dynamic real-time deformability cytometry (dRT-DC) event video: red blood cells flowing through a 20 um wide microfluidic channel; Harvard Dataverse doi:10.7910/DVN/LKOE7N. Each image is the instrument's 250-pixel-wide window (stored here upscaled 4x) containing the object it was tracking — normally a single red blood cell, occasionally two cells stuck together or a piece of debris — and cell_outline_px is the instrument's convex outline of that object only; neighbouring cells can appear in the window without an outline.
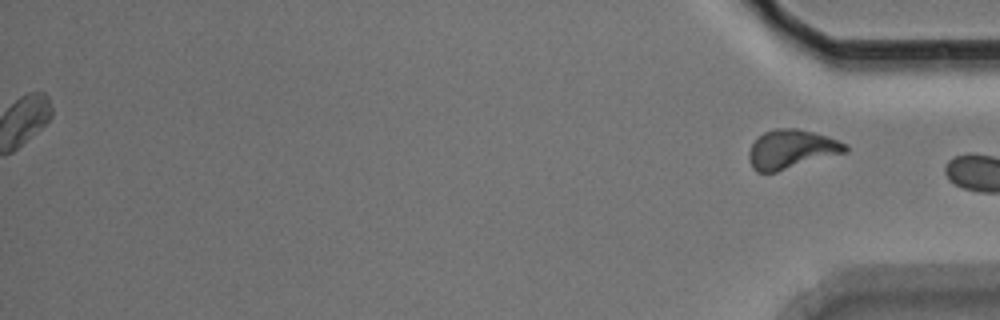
{"species": "Egyptian fruit bat (a non-hibernating species)", "species_latin": "Rousettus aegyptiacus", "temperature_condition": "room temperature", "stored_images_in_passage": 52, "segment_of_instrument_passage": [2, 2], "camera_frame_rate_fps": 3000, "um_per_image_px": 0.085, "animal": {"sex": "male"}, "frame": {"image": 1, "passage_image": 52, "time_ms": 17.0, "image_size_px": [1000, 320], "cell_outline_px": [[848, 152], [776, 172], [756, 172], [752, 168], [748, 160], [748, 152], [752, 144], [764, 132], [776, 128], [796, 128], [828, 136], [848, 144]], "centroid_in_image_um": [67.28, 12.69], "position_along_channel_um": 367.9, "area_um2": 22.02}}